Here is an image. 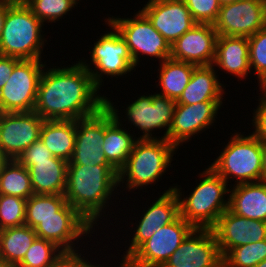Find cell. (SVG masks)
I'll list each match as a JSON object with an SVG mask.
<instances>
[{
  "label": "cell",
  "mask_w": 266,
  "mask_h": 267,
  "mask_svg": "<svg viewBox=\"0 0 266 267\" xmlns=\"http://www.w3.org/2000/svg\"><path fill=\"white\" fill-rule=\"evenodd\" d=\"M77 120H44L40 140L54 157L69 162L76 139Z\"/></svg>",
  "instance_id": "4316f807"
},
{
  "label": "cell",
  "mask_w": 266,
  "mask_h": 267,
  "mask_svg": "<svg viewBox=\"0 0 266 267\" xmlns=\"http://www.w3.org/2000/svg\"><path fill=\"white\" fill-rule=\"evenodd\" d=\"M258 85L260 86L259 91H261L259 97L266 100V75L258 81Z\"/></svg>",
  "instance_id": "ee69618b"
},
{
  "label": "cell",
  "mask_w": 266,
  "mask_h": 267,
  "mask_svg": "<svg viewBox=\"0 0 266 267\" xmlns=\"http://www.w3.org/2000/svg\"><path fill=\"white\" fill-rule=\"evenodd\" d=\"M44 119L32 112L0 113V151L7 159H17L40 138Z\"/></svg>",
  "instance_id": "9a60e30c"
},
{
  "label": "cell",
  "mask_w": 266,
  "mask_h": 267,
  "mask_svg": "<svg viewBox=\"0 0 266 267\" xmlns=\"http://www.w3.org/2000/svg\"><path fill=\"white\" fill-rule=\"evenodd\" d=\"M248 42L250 69L259 81L266 75V28L248 37Z\"/></svg>",
  "instance_id": "d590c367"
},
{
  "label": "cell",
  "mask_w": 266,
  "mask_h": 267,
  "mask_svg": "<svg viewBox=\"0 0 266 267\" xmlns=\"http://www.w3.org/2000/svg\"><path fill=\"white\" fill-rule=\"evenodd\" d=\"M5 1L9 2L10 4H23V5H26L31 0H5Z\"/></svg>",
  "instance_id": "f6af8a7d"
},
{
  "label": "cell",
  "mask_w": 266,
  "mask_h": 267,
  "mask_svg": "<svg viewBox=\"0 0 266 267\" xmlns=\"http://www.w3.org/2000/svg\"><path fill=\"white\" fill-rule=\"evenodd\" d=\"M67 67L45 66L40 77L34 112L44 120H79L99 112L106 95L79 61Z\"/></svg>",
  "instance_id": "6da1fadb"
},
{
  "label": "cell",
  "mask_w": 266,
  "mask_h": 267,
  "mask_svg": "<svg viewBox=\"0 0 266 267\" xmlns=\"http://www.w3.org/2000/svg\"><path fill=\"white\" fill-rule=\"evenodd\" d=\"M123 126V127H122ZM124 128L105 105V135L102 146L107 161L119 171L127 162L138 137Z\"/></svg>",
  "instance_id": "cb8c5ba5"
},
{
  "label": "cell",
  "mask_w": 266,
  "mask_h": 267,
  "mask_svg": "<svg viewBox=\"0 0 266 267\" xmlns=\"http://www.w3.org/2000/svg\"><path fill=\"white\" fill-rule=\"evenodd\" d=\"M162 267H223L212 229L194 228Z\"/></svg>",
  "instance_id": "2e32d148"
},
{
  "label": "cell",
  "mask_w": 266,
  "mask_h": 267,
  "mask_svg": "<svg viewBox=\"0 0 266 267\" xmlns=\"http://www.w3.org/2000/svg\"><path fill=\"white\" fill-rule=\"evenodd\" d=\"M11 4L5 0H0V37L4 27L6 11Z\"/></svg>",
  "instance_id": "b9f144b4"
},
{
  "label": "cell",
  "mask_w": 266,
  "mask_h": 267,
  "mask_svg": "<svg viewBox=\"0 0 266 267\" xmlns=\"http://www.w3.org/2000/svg\"><path fill=\"white\" fill-rule=\"evenodd\" d=\"M21 59L16 57L2 56L0 55V90L3 88L5 83L9 80L13 73L14 66Z\"/></svg>",
  "instance_id": "60d3db41"
},
{
  "label": "cell",
  "mask_w": 266,
  "mask_h": 267,
  "mask_svg": "<svg viewBox=\"0 0 266 267\" xmlns=\"http://www.w3.org/2000/svg\"><path fill=\"white\" fill-rule=\"evenodd\" d=\"M243 134L235 131L210 164L227 184L232 178L234 185L262 179V143L251 132L247 136Z\"/></svg>",
  "instance_id": "8992f818"
},
{
  "label": "cell",
  "mask_w": 266,
  "mask_h": 267,
  "mask_svg": "<svg viewBox=\"0 0 266 267\" xmlns=\"http://www.w3.org/2000/svg\"><path fill=\"white\" fill-rule=\"evenodd\" d=\"M22 59L0 90V112H32L35 108L38 84L45 62Z\"/></svg>",
  "instance_id": "30bf717a"
},
{
  "label": "cell",
  "mask_w": 266,
  "mask_h": 267,
  "mask_svg": "<svg viewBox=\"0 0 266 267\" xmlns=\"http://www.w3.org/2000/svg\"><path fill=\"white\" fill-rule=\"evenodd\" d=\"M105 106L96 114L77 120L76 139L69 165H111L102 150Z\"/></svg>",
  "instance_id": "d6986e66"
},
{
  "label": "cell",
  "mask_w": 266,
  "mask_h": 267,
  "mask_svg": "<svg viewBox=\"0 0 266 267\" xmlns=\"http://www.w3.org/2000/svg\"><path fill=\"white\" fill-rule=\"evenodd\" d=\"M266 182V142L262 143V179Z\"/></svg>",
  "instance_id": "7bdbcfd3"
},
{
  "label": "cell",
  "mask_w": 266,
  "mask_h": 267,
  "mask_svg": "<svg viewBox=\"0 0 266 267\" xmlns=\"http://www.w3.org/2000/svg\"><path fill=\"white\" fill-rule=\"evenodd\" d=\"M140 11L170 45L197 24L183 0H148Z\"/></svg>",
  "instance_id": "ac0fdd59"
},
{
  "label": "cell",
  "mask_w": 266,
  "mask_h": 267,
  "mask_svg": "<svg viewBox=\"0 0 266 267\" xmlns=\"http://www.w3.org/2000/svg\"><path fill=\"white\" fill-rule=\"evenodd\" d=\"M223 101H203L187 105L177 104L169 128L168 141L177 149L192 137L211 128L216 122Z\"/></svg>",
  "instance_id": "e0dca14e"
},
{
  "label": "cell",
  "mask_w": 266,
  "mask_h": 267,
  "mask_svg": "<svg viewBox=\"0 0 266 267\" xmlns=\"http://www.w3.org/2000/svg\"><path fill=\"white\" fill-rule=\"evenodd\" d=\"M134 14L133 18L112 16L106 20L116 28L126 42L135 67L141 66L140 58L144 55L150 59L154 57L160 63L170 58L171 45L140 10Z\"/></svg>",
  "instance_id": "9c48e42d"
},
{
  "label": "cell",
  "mask_w": 266,
  "mask_h": 267,
  "mask_svg": "<svg viewBox=\"0 0 266 267\" xmlns=\"http://www.w3.org/2000/svg\"><path fill=\"white\" fill-rule=\"evenodd\" d=\"M213 66L230 77L247 79L248 73L251 74L248 37L218 35Z\"/></svg>",
  "instance_id": "7402d4cb"
},
{
  "label": "cell",
  "mask_w": 266,
  "mask_h": 267,
  "mask_svg": "<svg viewBox=\"0 0 266 267\" xmlns=\"http://www.w3.org/2000/svg\"><path fill=\"white\" fill-rule=\"evenodd\" d=\"M213 65L196 66L177 104L192 105L203 101H223L226 88Z\"/></svg>",
  "instance_id": "d4e9b609"
},
{
  "label": "cell",
  "mask_w": 266,
  "mask_h": 267,
  "mask_svg": "<svg viewBox=\"0 0 266 267\" xmlns=\"http://www.w3.org/2000/svg\"><path fill=\"white\" fill-rule=\"evenodd\" d=\"M0 194L22 199L34 194L28 169L16 159H8L1 168Z\"/></svg>",
  "instance_id": "f546056e"
},
{
  "label": "cell",
  "mask_w": 266,
  "mask_h": 267,
  "mask_svg": "<svg viewBox=\"0 0 266 267\" xmlns=\"http://www.w3.org/2000/svg\"><path fill=\"white\" fill-rule=\"evenodd\" d=\"M266 0H239L220 6L217 35L250 37L265 28Z\"/></svg>",
  "instance_id": "7c38bea8"
},
{
  "label": "cell",
  "mask_w": 266,
  "mask_h": 267,
  "mask_svg": "<svg viewBox=\"0 0 266 267\" xmlns=\"http://www.w3.org/2000/svg\"><path fill=\"white\" fill-rule=\"evenodd\" d=\"M64 194H33L26 201L25 225L35 228L40 220L60 218V209L66 204Z\"/></svg>",
  "instance_id": "4dcf8cb0"
},
{
  "label": "cell",
  "mask_w": 266,
  "mask_h": 267,
  "mask_svg": "<svg viewBox=\"0 0 266 267\" xmlns=\"http://www.w3.org/2000/svg\"><path fill=\"white\" fill-rule=\"evenodd\" d=\"M193 229L179 216L155 232L120 267H162Z\"/></svg>",
  "instance_id": "8fae6325"
},
{
  "label": "cell",
  "mask_w": 266,
  "mask_h": 267,
  "mask_svg": "<svg viewBox=\"0 0 266 267\" xmlns=\"http://www.w3.org/2000/svg\"><path fill=\"white\" fill-rule=\"evenodd\" d=\"M8 159L1 153L0 151V171L3 166V164L7 161Z\"/></svg>",
  "instance_id": "bcb514c9"
},
{
  "label": "cell",
  "mask_w": 266,
  "mask_h": 267,
  "mask_svg": "<svg viewBox=\"0 0 266 267\" xmlns=\"http://www.w3.org/2000/svg\"><path fill=\"white\" fill-rule=\"evenodd\" d=\"M68 165L58 157L34 161L28 168L34 194H64Z\"/></svg>",
  "instance_id": "484cf974"
},
{
  "label": "cell",
  "mask_w": 266,
  "mask_h": 267,
  "mask_svg": "<svg viewBox=\"0 0 266 267\" xmlns=\"http://www.w3.org/2000/svg\"><path fill=\"white\" fill-rule=\"evenodd\" d=\"M32 13L45 25L56 23L64 15H69L75 5L69 0H31L26 4Z\"/></svg>",
  "instance_id": "836d02e7"
},
{
  "label": "cell",
  "mask_w": 266,
  "mask_h": 267,
  "mask_svg": "<svg viewBox=\"0 0 266 267\" xmlns=\"http://www.w3.org/2000/svg\"><path fill=\"white\" fill-rule=\"evenodd\" d=\"M198 177L199 183L186 197L183 196L184 191L182 194V188L174 185L180 203V216L194 228L211 229L220 215L229 209V184L209 165Z\"/></svg>",
  "instance_id": "3957f363"
},
{
  "label": "cell",
  "mask_w": 266,
  "mask_h": 267,
  "mask_svg": "<svg viewBox=\"0 0 266 267\" xmlns=\"http://www.w3.org/2000/svg\"><path fill=\"white\" fill-rule=\"evenodd\" d=\"M177 150L166 139H137L126 164L118 171V186L125 185L128 192L143 187L145 190L153 183L155 186L173 165L171 162Z\"/></svg>",
  "instance_id": "277c9868"
},
{
  "label": "cell",
  "mask_w": 266,
  "mask_h": 267,
  "mask_svg": "<svg viewBox=\"0 0 266 267\" xmlns=\"http://www.w3.org/2000/svg\"><path fill=\"white\" fill-rule=\"evenodd\" d=\"M43 27L44 24L27 5L11 4L0 37V55L43 60V48L47 42Z\"/></svg>",
  "instance_id": "5b68a950"
},
{
  "label": "cell",
  "mask_w": 266,
  "mask_h": 267,
  "mask_svg": "<svg viewBox=\"0 0 266 267\" xmlns=\"http://www.w3.org/2000/svg\"><path fill=\"white\" fill-rule=\"evenodd\" d=\"M235 1H239V0H219V3L220 5H224V4L232 3Z\"/></svg>",
  "instance_id": "7dc6e473"
},
{
  "label": "cell",
  "mask_w": 266,
  "mask_h": 267,
  "mask_svg": "<svg viewBox=\"0 0 266 267\" xmlns=\"http://www.w3.org/2000/svg\"><path fill=\"white\" fill-rule=\"evenodd\" d=\"M117 187L118 171L112 165H68L64 196L95 228L100 219L108 216L105 210L114 204V196L119 195Z\"/></svg>",
  "instance_id": "7a4b0ae2"
},
{
  "label": "cell",
  "mask_w": 266,
  "mask_h": 267,
  "mask_svg": "<svg viewBox=\"0 0 266 267\" xmlns=\"http://www.w3.org/2000/svg\"><path fill=\"white\" fill-rule=\"evenodd\" d=\"M53 157L54 156L49 149L42 143L40 139H38L26 150H24L16 160L28 169L34 164V161L47 160L48 158Z\"/></svg>",
  "instance_id": "74e56055"
},
{
  "label": "cell",
  "mask_w": 266,
  "mask_h": 267,
  "mask_svg": "<svg viewBox=\"0 0 266 267\" xmlns=\"http://www.w3.org/2000/svg\"><path fill=\"white\" fill-rule=\"evenodd\" d=\"M93 229L95 230V228L68 203L60 209V218L40 220V223L34 228L38 238L55 243L64 252L80 251L78 250L79 240L84 239L85 236L90 239V236H92L91 234L95 232ZM75 244H77V246Z\"/></svg>",
  "instance_id": "4fadbf2b"
},
{
  "label": "cell",
  "mask_w": 266,
  "mask_h": 267,
  "mask_svg": "<svg viewBox=\"0 0 266 267\" xmlns=\"http://www.w3.org/2000/svg\"><path fill=\"white\" fill-rule=\"evenodd\" d=\"M82 250L63 253L53 264L48 267H106L102 264H92L88 258L82 255ZM80 252V253H79ZM82 256V257H81ZM109 267V266H107Z\"/></svg>",
  "instance_id": "ab89813d"
},
{
  "label": "cell",
  "mask_w": 266,
  "mask_h": 267,
  "mask_svg": "<svg viewBox=\"0 0 266 267\" xmlns=\"http://www.w3.org/2000/svg\"><path fill=\"white\" fill-rule=\"evenodd\" d=\"M175 186H170L169 189L164 190L162 195L155 198L144 211L138 223H135L134 234L131 242L121 257L120 267L145 241L150 239L152 235L157 232L162 226H166L175 221L180 216L179 198L174 190Z\"/></svg>",
  "instance_id": "5bb4252c"
},
{
  "label": "cell",
  "mask_w": 266,
  "mask_h": 267,
  "mask_svg": "<svg viewBox=\"0 0 266 267\" xmlns=\"http://www.w3.org/2000/svg\"><path fill=\"white\" fill-rule=\"evenodd\" d=\"M229 210L236 215L266 222V182L229 185Z\"/></svg>",
  "instance_id": "603a6c76"
},
{
  "label": "cell",
  "mask_w": 266,
  "mask_h": 267,
  "mask_svg": "<svg viewBox=\"0 0 266 267\" xmlns=\"http://www.w3.org/2000/svg\"><path fill=\"white\" fill-rule=\"evenodd\" d=\"M26 201L20 197L0 194V230L25 225Z\"/></svg>",
  "instance_id": "e575fe53"
},
{
  "label": "cell",
  "mask_w": 266,
  "mask_h": 267,
  "mask_svg": "<svg viewBox=\"0 0 266 267\" xmlns=\"http://www.w3.org/2000/svg\"><path fill=\"white\" fill-rule=\"evenodd\" d=\"M258 106L256 107L253 117H252V124L253 132L252 134L261 142H266V100L261 99L258 96Z\"/></svg>",
  "instance_id": "f35d334b"
},
{
  "label": "cell",
  "mask_w": 266,
  "mask_h": 267,
  "mask_svg": "<svg viewBox=\"0 0 266 267\" xmlns=\"http://www.w3.org/2000/svg\"><path fill=\"white\" fill-rule=\"evenodd\" d=\"M159 66L157 76L159 82L156 86L162 91L156 93L177 101L190 82L196 65L167 58L159 63Z\"/></svg>",
  "instance_id": "83f0119b"
},
{
  "label": "cell",
  "mask_w": 266,
  "mask_h": 267,
  "mask_svg": "<svg viewBox=\"0 0 266 267\" xmlns=\"http://www.w3.org/2000/svg\"><path fill=\"white\" fill-rule=\"evenodd\" d=\"M36 238L35 230L28 225L0 230V259L16 267Z\"/></svg>",
  "instance_id": "f1b7e54d"
},
{
  "label": "cell",
  "mask_w": 266,
  "mask_h": 267,
  "mask_svg": "<svg viewBox=\"0 0 266 267\" xmlns=\"http://www.w3.org/2000/svg\"><path fill=\"white\" fill-rule=\"evenodd\" d=\"M222 259L223 267H255L266 259V239L232 248Z\"/></svg>",
  "instance_id": "1f68e13d"
},
{
  "label": "cell",
  "mask_w": 266,
  "mask_h": 267,
  "mask_svg": "<svg viewBox=\"0 0 266 267\" xmlns=\"http://www.w3.org/2000/svg\"><path fill=\"white\" fill-rule=\"evenodd\" d=\"M0 267H12V266L5 264V263L0 259Z\"/></svg>",
  "instance_id": "681fc988"
},
{
  "label": "cell",
  "mask_w": 266,
  "mask_h": 267,
  "mask_svg": "<svg viewBox=\"0 0 266 267\" xmlns=\"http://www.w3.org/2000/svg\"><path fill=\"white\" fill-rule=\"evenodd\" d=\"M149 95H139L134 102L131 101L124 111L125 116L117 109L110 97H106V106L113 113L118 121H127L130 126H134L141 131L138 139H166L168 140L169 128L172 124V118L175 113L177 101L167 98L158 93H148ZM116 106V107H115ZM120 112V113H119ZM119 114L121 116H119ZM124 116L125 118H123ZM123 119H121V118ZM165 130L161 137L154 135L156 130ZM154 136H153V135Z\"/></svg>",
  "instance_id": "52a82bcc"
},
{
  "label": "cell",
  "mask_w": 266,
  "mask_h": 267,
  "mask_svg": "<svg viewBox=\"0 0 266 267\" xmlns=\"http://www.w3.org/2000/svg\"><path fill=\"white\" fill-rule=\"evenodd\" d=\"M104 21L107 23L106 25L110 26V31H106L105 34H101L100 38L96 39L97 41L94 42L89 52L90 61H87L89 59L83 60L84 57L79 59V62L89 70L99 89L102 84L104 85L105 75L107 78L115 77L117 79L136 70L126 42L113 25L105 19Z\"/></svg>",
  "instance_id": "ba28073f"
},
{
  "label": "cell",
  "mask_w": 266,
  "mask_h": 267,
  "mask_svg": "<svg viewBox=\"0 0 266 267\" xmlns=\"http://www.w3.org/2000/svg\"><path fill=\"white\" fill-rule=\"evenodd\" d=\"M217 31L212 24H195L171 45L170 58L196 66L213 65Z\"/></svg>",
  "instance_id": "44dd1931"
},
{
  "label": "cell",
  "mask_w": 266,
  "mask_h": 267,
  "mask_svg": "<svg viewBox=\"0 0 266 267\" xmlns=\"http://www.w3.org/2000/svg\"><path fill=\"white\" fill-rule=\"evenodd\" d=\"M222 257L232 248L266 239V222L225 210L211 228Z\"/></svg>",
  "instance_id": "ffe728a7"
},
{
  "label": "cell",
  "mask_w": 266,
  "mask_h": 267,
  "mask_svg": "<svg viewBox=\"0 0 266 267\" xmlns=\"http://www.w3.org/2000/svg\"><path fill=\"white\" fill-rule=\"evenodd\" d=\"M71 3H73L76 7L79 3L80 0H69Z\"/></svg>",
  "instance_id": "f907efd6"
},
{
  "label": "cell",
  "mask_w": 266,
  "mask_h": 267,
  "mask_svg": "<svg viewBox=\"0 0 266 267\" xmlns=\"http://www.w3.org/2000/svg\"><path fill=\"white\" fill-rule=\"evenodd\" d=\"M194 21L200 24H214L217 20L219 0H183Z\"/></svg>",
  "instance_id": "8d00e7d4"
},
{
  "label": "cell",
  "mask_w": 266,
  "mask_h": 267,
  "mask_svg": "<svg viewBox=\"0 0 266 267\" xmlns=\"http://www.w3.org/2000/svg\"><path fill=\"white\" fill-rule=\"evenodd\" d=\"M63 253L55 243L37 237L16 267H48Z\"/></svg>",
  "instance_id": "d6a6232c"
},
{
  "label": "cell",
  "mask_w": 266,
  "mask_h": 267,
  "mask_svg": "<svg viewBox=\"0 0 266 267\" xmlns=\"http://www.w3.org/2000/svg\"><path fill=\"white\" fill-rule=\"evenodd\" d=\"M255 267H266V259L258 263Z\"/></svg>",
  "instance_id": "c3c4849f"
}]
</instances>
